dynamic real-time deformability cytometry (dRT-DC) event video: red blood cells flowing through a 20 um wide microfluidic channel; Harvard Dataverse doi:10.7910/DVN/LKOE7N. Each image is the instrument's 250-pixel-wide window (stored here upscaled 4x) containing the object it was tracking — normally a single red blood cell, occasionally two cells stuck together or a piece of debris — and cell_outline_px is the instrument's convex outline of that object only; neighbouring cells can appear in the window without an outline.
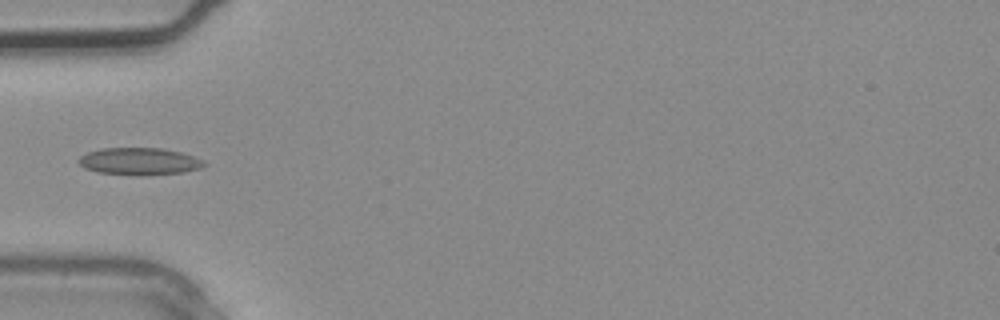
{"species": "common noctule bat (a hibernating species)", "species_latin": "Nyctalus noctula", "temperature_condition": "warm", "stored_images_in_passage": 3, "camera_frame_rate_fps": 3000, "um_per_image_px": 0.085, "animal": {"sex": "male", "body_mass_g": 20.4}, "frame": {"image": 1, "passage_image": 3, "time_ms": 0.667, "image_size_px": [1000, 320], "cell_outline_px": [[208, 164], [200, 168], [184, 172], [140, 176], [96, 172], [84, 168], [76, 160], [80, 156], [88, 152], [100, 148], [160, 148], [180, 152], [204, 160]], "centroid_in_image_um": [11.83, 13.72], "position_along_channel_um": 73.2, "area_um2": 20.06}}